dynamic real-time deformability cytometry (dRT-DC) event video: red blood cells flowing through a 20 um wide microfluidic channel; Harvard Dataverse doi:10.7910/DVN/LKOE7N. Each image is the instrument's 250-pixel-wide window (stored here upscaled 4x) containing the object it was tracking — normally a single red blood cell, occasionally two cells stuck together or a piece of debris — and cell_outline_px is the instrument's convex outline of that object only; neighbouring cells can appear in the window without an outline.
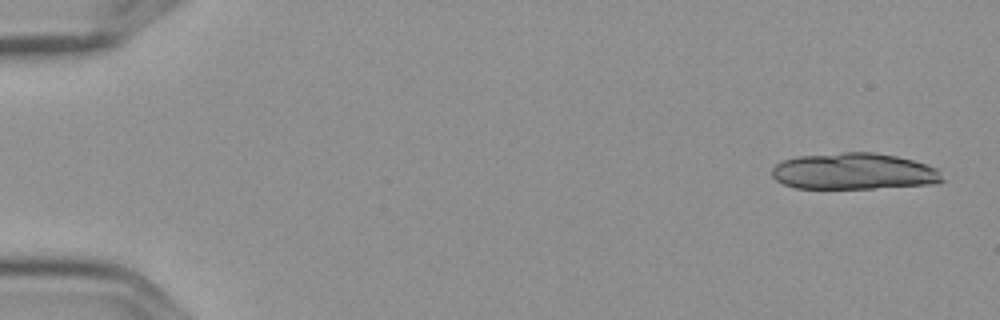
{"species": "Egyptian fruit bat (a non-hibernating species)", "species_latin": "Rousettus aegyptiacus", "temperature_condition": "cold", "stored_images_in_passage": 4, "camera_frame_rate_fps": 3000, "um_per_image_px": 0.085, "frame": {"image": 1, "passage_image": 1, "time_ms": 0.0, "image_size_px": [1000, 320], "cell_outline_px": [[944, 180], [936, 184], [872, 188], [796, 188], [784, 184], [776, 180], [772, 176], [772, 168], [776, 164], [784, 160], [800, 156], [844, 152], [872, 152], [896, 156], [912, 160], [936, 168]], "centroid_in_image_um": [72.57, 14.57], "position_along_channel_um": 12.4, "area_um2": 35.95}}